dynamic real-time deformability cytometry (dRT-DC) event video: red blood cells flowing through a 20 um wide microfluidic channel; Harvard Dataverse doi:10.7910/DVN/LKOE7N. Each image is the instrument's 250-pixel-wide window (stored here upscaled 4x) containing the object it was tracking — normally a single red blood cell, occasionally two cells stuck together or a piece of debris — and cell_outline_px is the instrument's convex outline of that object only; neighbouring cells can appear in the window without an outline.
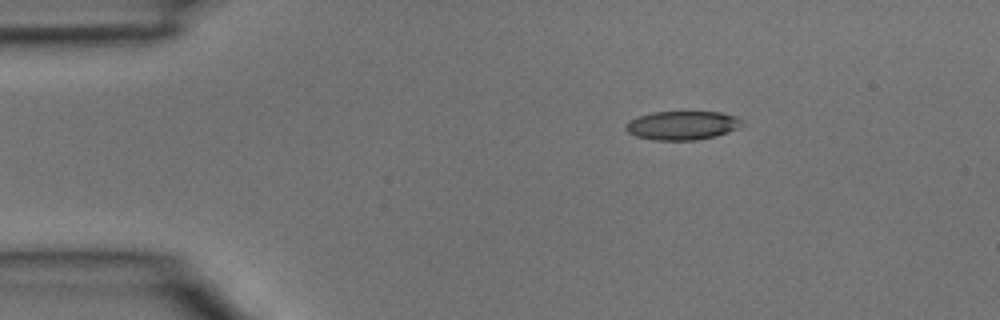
{"species": "common noctule bat (a hibernating species)", "species_latin": "Nyctalus noctula", "temperature_condition": "room temperature", "stored_images_in_passage": 5, "camera_frame_rate_fps": 3000, "um_per_image_px": 0.085, "animal": {"sex": "male", "body_mass_g": 15.6}, "frame": {"image": 1, "passage_image": 5, "time_ms": 1.333, "image_size_px": [1000, 320], "cell_outline_px": [[744, 120], [736, 128], [728, 132], [716, 136], [696, 140], [652, 140], [636, 136], [628, 132], [624, 128], [628, 120], [652, 112], [720, 112], [736, 116]], "centroid_in_image_um": [57.97, 10.66], "position_along_channel_um": 27.0, "area_um2": 19.48}}